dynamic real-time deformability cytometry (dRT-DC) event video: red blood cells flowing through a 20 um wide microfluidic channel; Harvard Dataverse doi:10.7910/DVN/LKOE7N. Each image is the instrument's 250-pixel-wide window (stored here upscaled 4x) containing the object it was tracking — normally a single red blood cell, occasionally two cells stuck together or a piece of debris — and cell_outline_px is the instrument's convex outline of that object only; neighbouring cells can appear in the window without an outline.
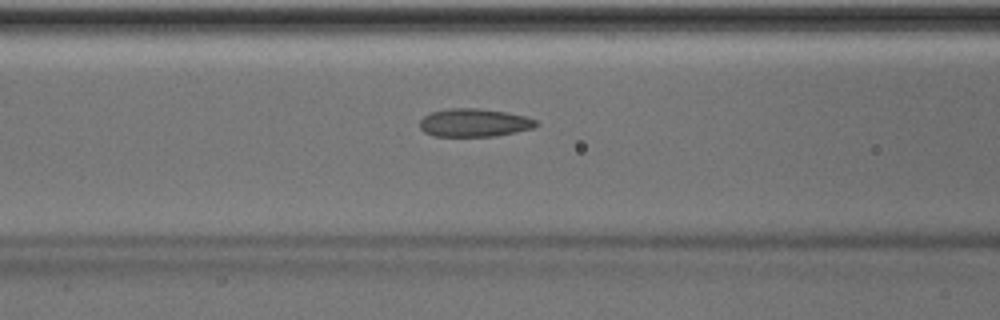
{"species": "Egyptian fruit bat (a non-hibernating species)", "species_latin": "Rousettus aegyptiacus", "temperature_condition": "room temperature", "stored_images_in_passage": 51, "camera_frame_rate_fps": 3000, "um_per_image_px": 0.085, "animal": {"sex": "male"}, "frame": {"image": 1, "passage_image": 21, "time_ms": 6.667, "image_size_px": [1000, 320], "cell_outline_px": [[536, 124], [532, 128], [516, 132], [492, 136], [432, 136], [424, 132], [420, 128], [420, 120], [424, 116], [432, 112], [448, 108], [476, 108], [504, 112], [528, 116], [536, 120]], "centroid_in_image_um": [40.27, 10.43], "position_along_channel_um": 126.3, "area_um2": 18.96}}
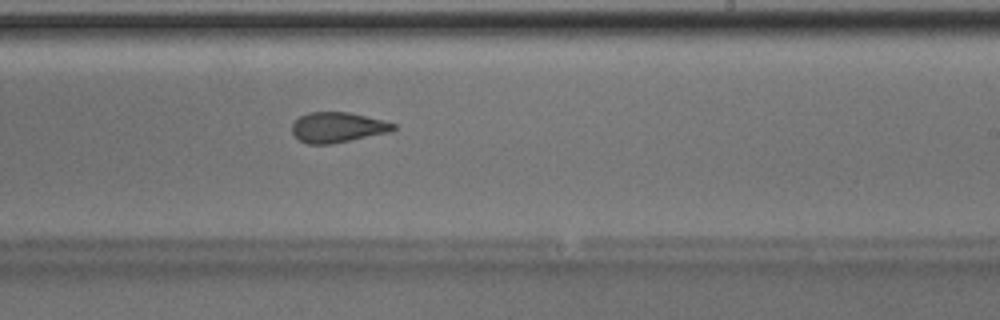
{"frame": {"image": 2, "passage_image": 31, "time_ms": 10.0, "image_size_px": [1000, 320], "cell_outline_px": [[396, 128], [388, 132], [332, 144], [308, 144], [300, 140], [292, 132], [292, 124], [300, 116], [308, 112], [348, 112], [384, 120], [396, 124]], "centroid_in_image_um": [28.69, 10.82], "position_along_channel_um": 260.3, "area_um2": 17.74}}
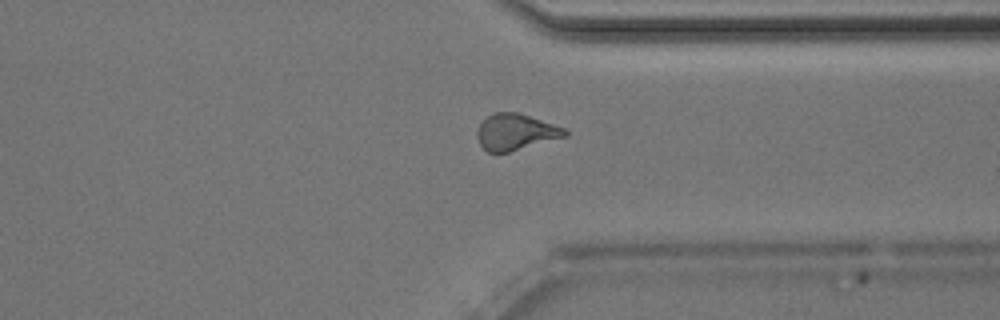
{"frame": {"image": 3, "passage_image": 39, "time_ms": 12.667, "image_size_px": [1000, 320], "cell_outline_px": [[568, 136], [508, 152], [488, 152], [480, 144], [476, 136], [476, 132], [480, 124], [492, 112], [516, 112], [564, 128], [568, 132]], "centroid_in_image_um": [43.81, 11.22], "position_along_channel_um": 367.6, "area_um2": 18.26}, "authors_computed_cell_mechanics": {"area_um2": 18.9584, "velocity_mm_per_s": 4.0336, "shape_relaxation_time_tau1_ms": null, "shape_relaxation_time_tau2_ms": 1.6172, "deformation_change_tau1": null, "deformation_change_tau2": 0.0781}}